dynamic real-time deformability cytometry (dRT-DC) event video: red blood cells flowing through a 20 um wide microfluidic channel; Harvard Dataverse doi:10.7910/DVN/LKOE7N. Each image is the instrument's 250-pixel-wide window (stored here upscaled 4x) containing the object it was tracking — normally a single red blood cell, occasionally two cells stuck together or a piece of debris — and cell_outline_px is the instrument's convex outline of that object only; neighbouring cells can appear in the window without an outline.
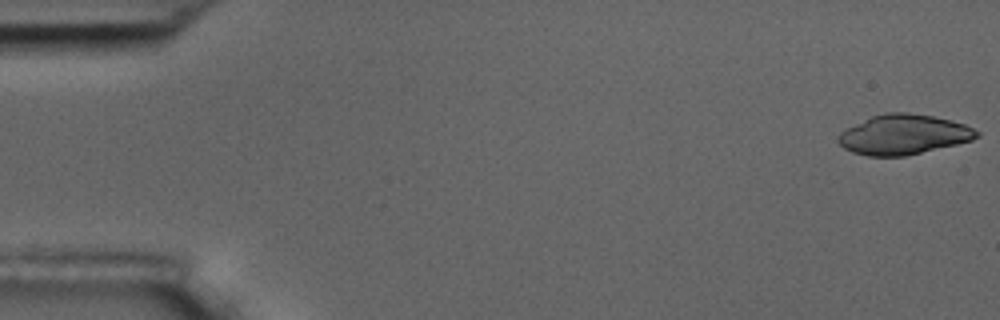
{"species": "common noctule bat (a hibernating species)", "species_latin": "Nyctalus noctula", "temperature_condition": "room temperature", "stored_images_in_passage": 55, "camera_frame_rate_fps": 3000, "um_per_image_px": 0.085, "animal": {"sex": "male", "body_mass_g": 17.5, "forearm_length_mm": 52.3}, "frame": {"image": 1, "passage_image": 1, "time_ms": 0.0, "image_size_px": [1000, 320], "cell_outline_px": [[980, 136], [972, 140], [956, 144], [904, 156], [868, 156], [852, 152], [844, 148], [836, 140], [836, 136], [840, 132], [872, 116], [884, 112], [908, 112], [932, 116], [952, 120], [964, 124], [980, 132]], "centroid_in_image_um": [76.79, 11.43], "position_along_channel_um": 8.2, "area_um2": 32.08}}